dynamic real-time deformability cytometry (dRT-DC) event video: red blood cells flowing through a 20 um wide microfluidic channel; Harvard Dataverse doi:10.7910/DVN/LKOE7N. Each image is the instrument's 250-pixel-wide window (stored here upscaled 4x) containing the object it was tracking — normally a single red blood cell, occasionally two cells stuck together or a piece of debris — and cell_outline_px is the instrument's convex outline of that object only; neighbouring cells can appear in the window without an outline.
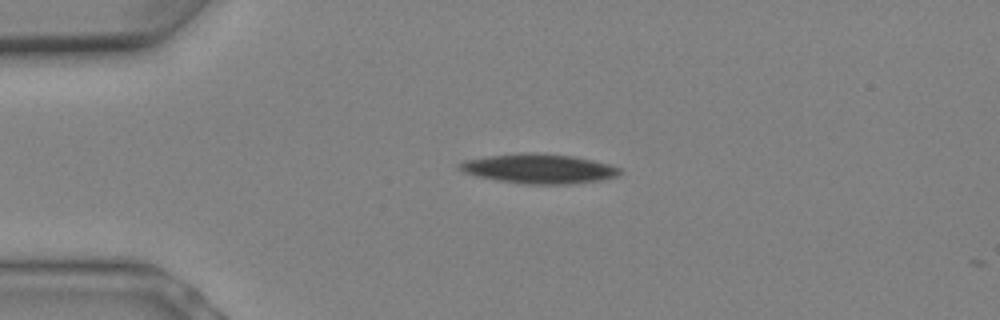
{"species": "Egyptian fruit bat (a non-hibernating species)", "species_latin": "Rousettus aegyptiacus", "temperature_condition": "warm", "stored_images_in_passage": 4, "camera_frame_rate_fps": 3000, "um_per_image_px": 0.085, "animal": {"sex": "female"}, "frame": {"image": 1, "passage_image": 1, "time_ms": 0.0, "image_size_px": [1000, 320], "cell_outline_px": [[620, 172], [616, 176], [600, 180], [572, 184], [524, 184], [496, 180], [476, 176], [464, 172], [456, 168], [456, 164], [464, 160], [488, 156], [520, 152], [528, 152], [572, 156], [592, 160], [608, 164], [620, 168]], "centroid_in_image_um": [45.73, 14.34], "position_along_channel_um": 39.3, "area_um2": 27.63}}
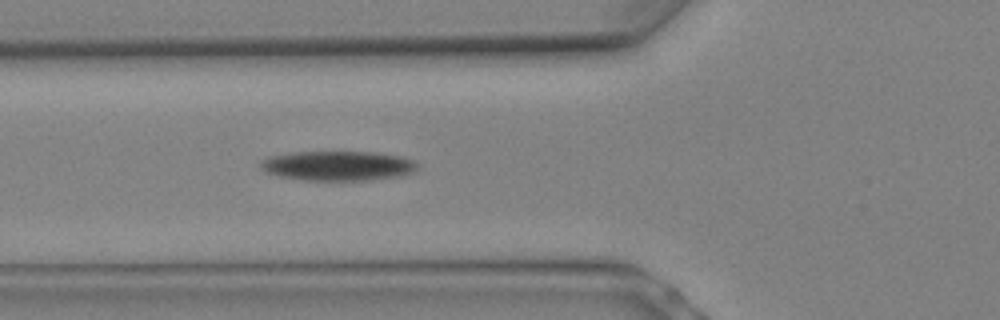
{"frame": {"image": 2, "passage_image": 4, "time_ms": 1.0, "image_size_px": [1000, 320], "cell_outline_px": [[416, 172], [400, 176], [368, 180], [304, 180], [276, 176], [260, 168], [260, 160], [268, 156], [292, 152], [376, 152], [400, 156], [416, 160]], "centroid_in_image_um": [28.71, 14.09], "position_along_channel_um": 97.1, "area_um2": 27.34}}